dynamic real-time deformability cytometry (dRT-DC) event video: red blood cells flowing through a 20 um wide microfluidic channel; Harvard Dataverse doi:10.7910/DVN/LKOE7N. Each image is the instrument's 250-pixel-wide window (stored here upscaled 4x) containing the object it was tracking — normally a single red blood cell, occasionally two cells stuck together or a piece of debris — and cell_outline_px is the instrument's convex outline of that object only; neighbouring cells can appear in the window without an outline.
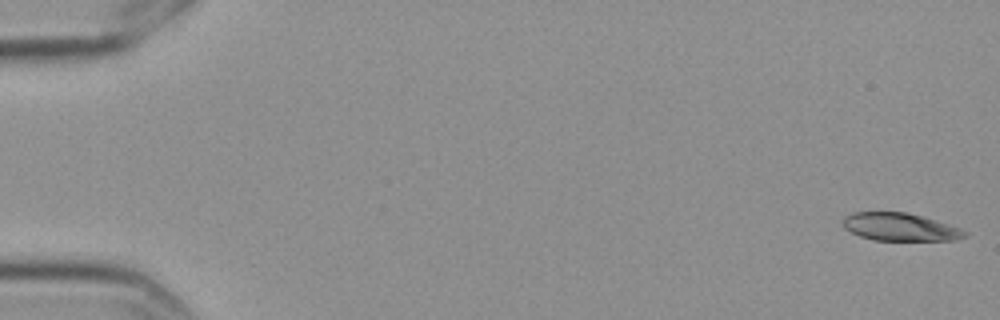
{"species": "Egyptian fruit bat (a non-hibernating species)", "species_latin": "Rousettus aegyptiacus", "temperature_condition": "cold", "stored_images_in_passage": 7, "camera_frame_rate_fps": 3000, "um_per_image_px": 0.085, "frame": {"image": 1, "passage_image": 1, "time_ms": 0.0, "image_size_px": [1000, 320], "cell_outline_px": [[968, 236], [956, 240], [872, 240], [860, 236], [844, 228], [840, 220], [844, 216], [852, 212], [908, 212], [924, 216], [960, 228], [968, 232]], "centroid_in_image_um": [76.49, 19.28], "position_along_channel_um": 8.5, "area_um2": 20.0}}
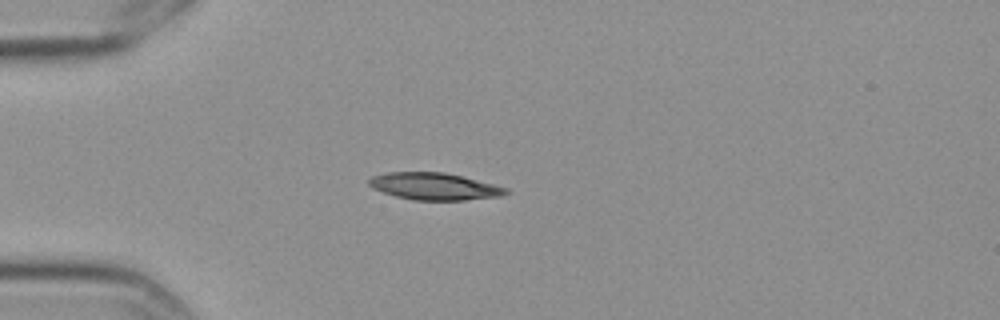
{"frame": {"image": 2, "passage_image": 5, "time_ms": 1.333, "image_size_px": [1000, 320], "cell_outline_px": [[508, 192], [500, 196], [464, 200], [412, 200], [396, 196], [372, 188], [368, 184], [368, 180], [372, 176], [384, 172], [444, 172], [508, 188]], "centroid_in_image_um": [36.86, 15.84], "position_along_channel_um": 48.1, "area_um2": 21.39}}
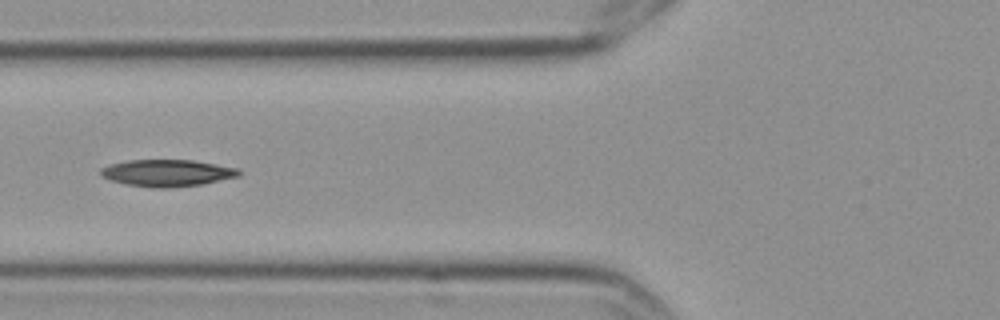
{"frame": {"image": 3, "passage_image": 7, "time_ms": 2.0, "image_size_px": [1000, 320], "cell_outline_px": [[240, 176], [200, 184], [172, 188], [152, 188], [128, 184], [108, 180], [100, 176], [100, 168], [108, 164], [128, 160], [192, 160], [236, 168], [240, 172]], "centroid_in_image_um": [14.13, 14.7], "position_along_channel_um": 111.7, "area_um2": 21.62}}